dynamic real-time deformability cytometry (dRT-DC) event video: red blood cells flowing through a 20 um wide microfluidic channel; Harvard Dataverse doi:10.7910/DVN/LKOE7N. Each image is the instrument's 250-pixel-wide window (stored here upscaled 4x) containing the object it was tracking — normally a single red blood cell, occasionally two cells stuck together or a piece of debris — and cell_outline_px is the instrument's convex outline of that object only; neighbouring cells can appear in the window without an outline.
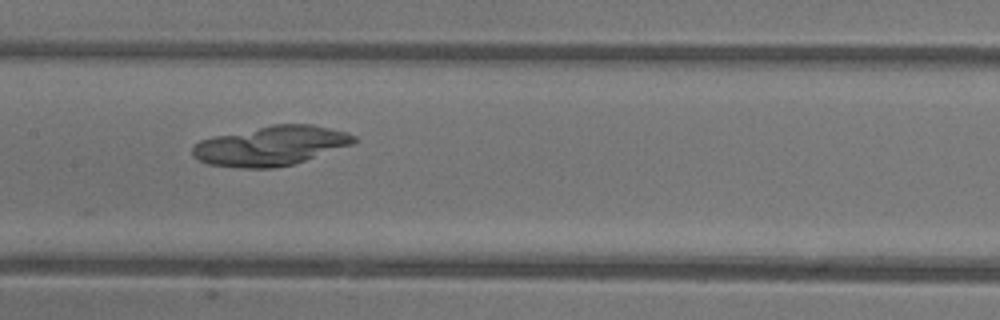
{"species": "common noctule bat (a hibernating species)", "species_latin": "Nyctalus noctula", "temperature_condition": "warm", "stored_images_in_passage": 4, "camera_frame_rate_fps": 3000, "um_per_image_px": 0.085, "animal": {"sex": "female"}, "frame": {"image": 1, "passage_image": 4, "time_ms": 1.0, "image_size_px": [1000, 320], "cell_outline_px": [[356, 140], [352, 144], [292, 164], [272, 168], [240, 168], [208, 164], [192, 156], [192, 148], [200, 140], [216, 136], [272, 124], [312, 124], [348, 132], [356, 136]], "centroid_in_image_um": [23.01, 12.38], "position_along_channel_um": 184.4, "area_um2": 36.82}}